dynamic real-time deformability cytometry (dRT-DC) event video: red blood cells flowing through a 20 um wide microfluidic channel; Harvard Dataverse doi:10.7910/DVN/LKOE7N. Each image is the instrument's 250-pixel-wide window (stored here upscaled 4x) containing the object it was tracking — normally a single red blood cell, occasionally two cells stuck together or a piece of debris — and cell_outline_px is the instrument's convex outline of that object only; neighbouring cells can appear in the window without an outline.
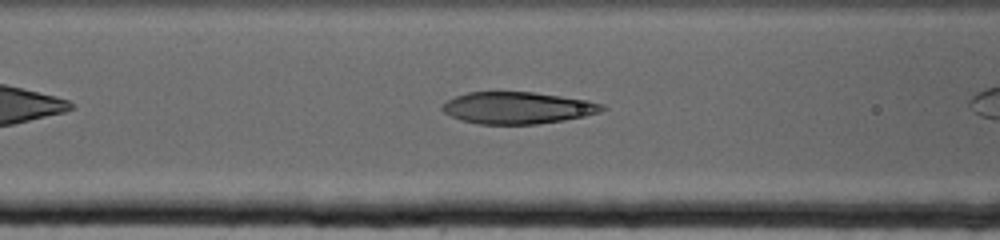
{"species": "human", "species_latin": "Homo sapiens", "temperature_condition": "cold", "stored_images_in_passage": 36, "camera_frame_rate_fps": 3000, "um_per_image_px": 0.085, "donor": {"sex": "female"}, "frame": {"image": 1, "passage_image": 8, "time_ms": 2.333, "image_size_px": [1000, 240], "cell_outline_px": [[608, 108], [600, 112], [584, 116], [564, 120], [536, 124], [476, 124], [460, 120], [444, 112], [440, 108], [448, 100], [456, 96], [468, 92], [532, 92], [588, 100], [604, 104]], "centroid_in_image_um": [44.01, 9.17], "position_along_channel_um": 122.6, "area_um2": 29.65}}
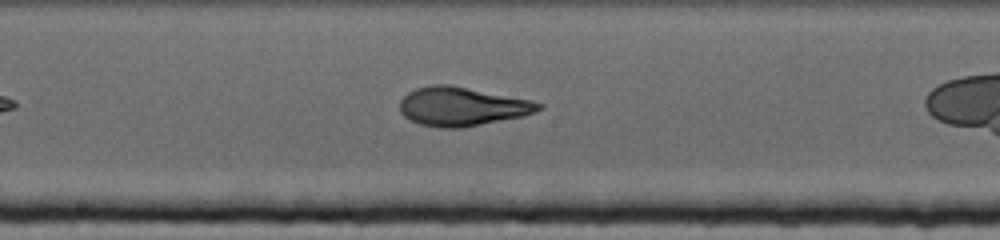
{"frame": {"image": 2, "passage_image": 17, "time_ms": 5.333, "image_size_px": [1000, 240], "cell_outline_px": [[544, 108], [536, 112], [520, 116], [464, 128], [440, 128], [420, 124], [404, 116], [400, 112], [400, 100], [408, 92], [416, 88], [432, 84], [452, 84], [532, 100], [544, 104]], "centroid_in_image_um": [39.28, 9.04], "position_along_channel_um": 208.9, "area_um2": 31.62}}
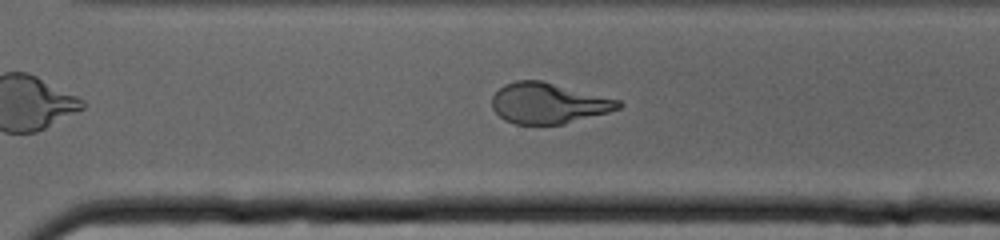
{"frame": {"image": 3, "passage_image": 29, "time_ms": 9.333, "image_size_px": [1000, 240], "cell_outline_px": [[624, 104], [620, 108], [608, 112], [564, 124], [516, 124], [504, 120], [492, 108], [492, 96], [504, 84], [516, 80], [540, 80], [620, 100]], "centroid_in_image_um": [46.6, 8.77], "position_along_channel_um": 324.0, "area_um2": 29.82}}